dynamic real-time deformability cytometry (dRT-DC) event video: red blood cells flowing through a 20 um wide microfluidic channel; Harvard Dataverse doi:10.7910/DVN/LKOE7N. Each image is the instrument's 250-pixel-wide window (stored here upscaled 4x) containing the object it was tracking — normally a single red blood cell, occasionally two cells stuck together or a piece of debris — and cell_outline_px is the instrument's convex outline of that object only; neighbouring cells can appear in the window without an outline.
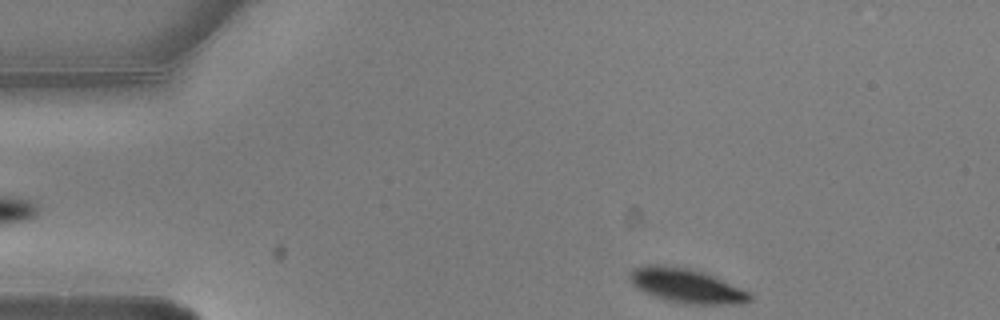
{"species": "common noctule bat (a hibernating species)", "species_latin": "Nyctalus noctula", "temperature_condition": "warm", "stored_images_in_passage": 3, "segment_of_instrument_passage": [2, 2], "camera_frame_rate_fps": 3000, "um_per_image_px": 0.085, "animal": {"sex": "male", "body_mass_g": 20.5, "forearm_length_mm": 52.5}, "frame": {"image": 1, "passage_image": 3, "time_ms": 0.667, "image_size_px": [1000, 320], "cell_outline_px": [[752, 300], [744, 304], [680, 304], [664, 300], [644, 292], [632, 284], [628, 276], [636, 268], [644, 264], [660, 264], [684, 268], [704, 272], [740, 288], [748, 292], [752, 296]], "centroid_in_image_um": [58.33, 24.3], "position_along_channel_um": 26.7, "area_um2": 23.93}}